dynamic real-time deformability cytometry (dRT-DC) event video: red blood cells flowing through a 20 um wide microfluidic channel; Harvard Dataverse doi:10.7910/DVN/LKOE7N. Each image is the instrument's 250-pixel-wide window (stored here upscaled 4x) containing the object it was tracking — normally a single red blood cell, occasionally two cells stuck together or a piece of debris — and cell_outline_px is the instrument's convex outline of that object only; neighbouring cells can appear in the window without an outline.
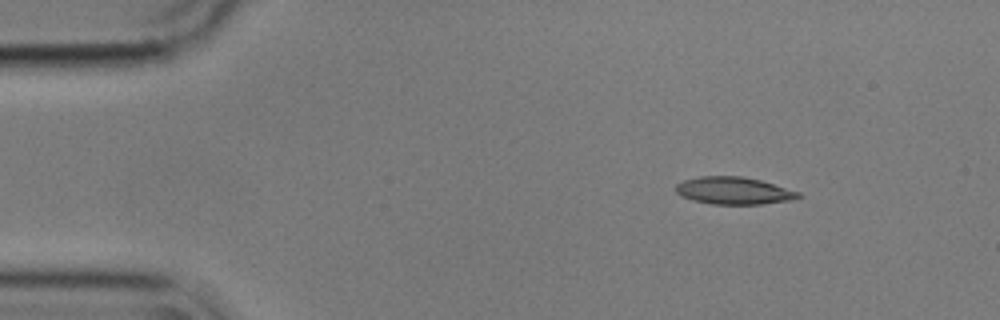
{"species": "common noctule bat (a hibernating species)", "species_latin": "Nyctalus noctula", "temperature_condition": "cold", "stored_images_in_passage": 46, "camera_frame_rate_fps": 3000, "um_per_image_px": 0.085, "animal": {"sex": "male", "body_mass_g": 17.9}, "frame": {"image": 1, "passage_image": 1, "time_ms": 0.0, "image_size_px": [1000, 320], "cell_outline_px": [[804, 196], [792, 200], [760, 204], [712, 204], [692, 200], [680, 196], [676, 192], [676, 184], [684, 180], [700, 176], [744, 176], [760, 180], [800, 192]], "centroid_in_image_um": [62.37, 16.21], "position_along_channel_um": 22.6, "area_um2": 19.59}}
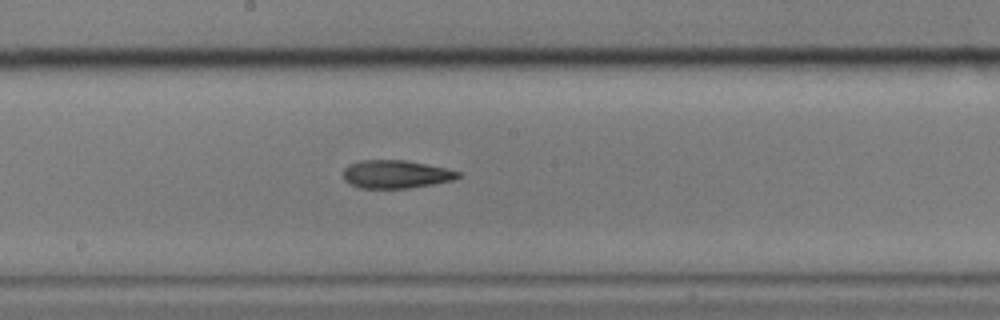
{"frame": {"image": 2, "passage_image": 23, "time_ms": 7.333, "image_size_px": [1000, 320], "cell_outline_px": [[460, 176], [456, 180], [408, 188], [360, 188], [348, 184], [344, 180], [344, 168], [348, 164], [360, 160], [404, 160], [448, 168], [460, 172]], "centroid_in_image_um": [33.64, 14.81], "position_along_channel_um": 214.6, "area_um2": 18.96}}
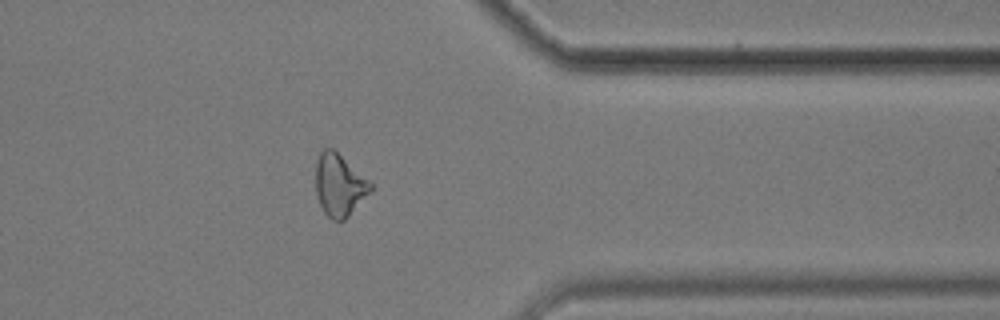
{"frame": {"image": 3, "passage_image": 38, "time_ms": 12.333, "image_size_px": [1000, 320], "cell_outline_px": [[372, 188], [348, 216], [344, 220], [332, 220], [324, 212], [320, 204], [316, 192], [316, 160], [320, 152], [324, 148], [332, 148], [368, 180], [372, 184]], "centroid_in_image_um": [28.8, 15.72], "position_along_channel_um": 382.6, "area_um2": 19.31}, "authors_computed_cell_mechanics": {"area_um2": 19.4208, "velocity_mm_per_s": 3.5878, "shape_relaxation_time_tau1_ms": 7.2329, "shape_relaxation_time_tau2_ms": 5.389, "deformation_change_tau1": 0.191, "deformation_change_tau2": 0.1653}}